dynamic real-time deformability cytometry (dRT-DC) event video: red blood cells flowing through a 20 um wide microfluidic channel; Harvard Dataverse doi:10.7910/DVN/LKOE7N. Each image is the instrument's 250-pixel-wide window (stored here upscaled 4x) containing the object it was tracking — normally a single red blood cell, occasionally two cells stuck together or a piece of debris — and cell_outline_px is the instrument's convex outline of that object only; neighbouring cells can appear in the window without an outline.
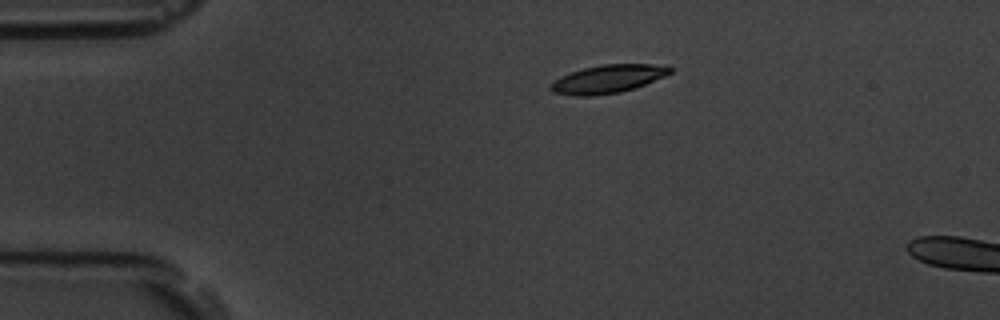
{"species": "common noctule bat (a hibernating species)", "species_latin": "Nyctalus noctula", "temperature_condition": "room temperature", "stored_images_in_passage": 4, "camera_frame_rate_fps": 3000, "um_per_image_px": 0.085, "animal": {"sex": "male", "body_mass_g": 19.5, "forearm_length_mm": 54.6}, "frame": {"image": 1, "passage_image": 1, "time_ms": 0.0, "image_size_px": [1000, 320], "cell_outline_px": [[672, 72], [664, 76], [644, 84], [620, 92], [592, 96], [576, 96], [552, 92], [548, 88], [548, 84], [552, 80], [560, 76], [584, 68], [604, 64], [668, 64], [672, 68]], "centroid_in_image_um": [51.63, 6.71], "position_along_channel_um": 33.4, "area_um2": 19.71}}
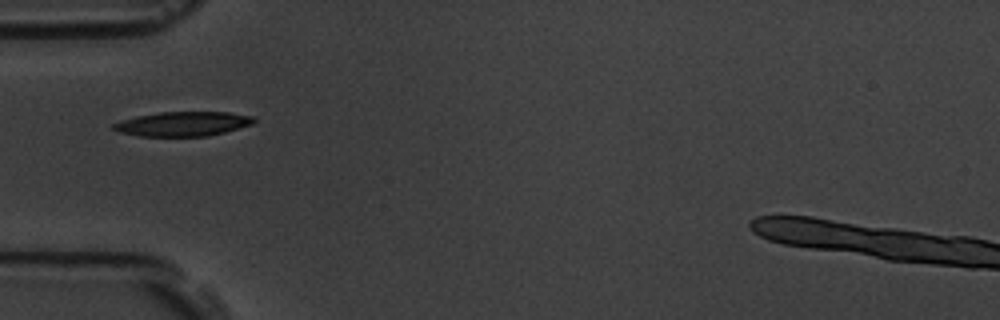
{"frame": {"image": 2, "passage_image": 3, "time_ms": 0.667, "image_size_px": [1000, 320], "cell_outline_px": [[256, 120], [252, 124], [224, 132], [208, 136], [140, 136], [120, 132], [112, 128], [112, 124], [120, 120], [136, 116], [160, 112], [228, 112], [256, 116]], "centroid_in_image_um": [15.56, 10.52], "position_along_channel_um": 69.4, "area_um2": 20.06}}
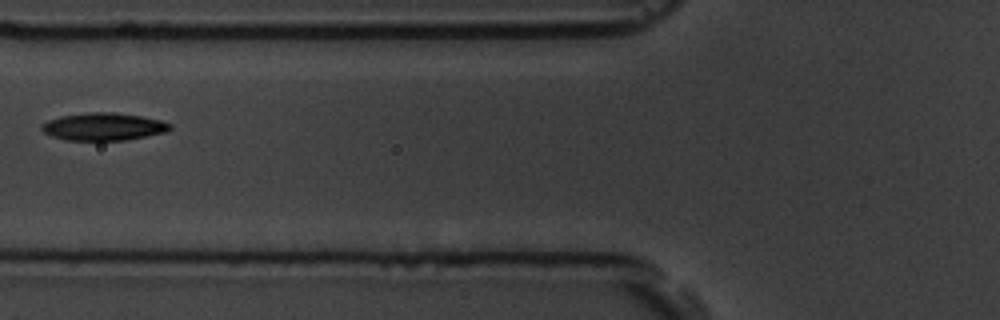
{"frame": {"image": 3, "passage_image": 4, "time_ms": 1.0, "image_size_px": [1000, 320], "cell_outline_px": [[172, 128], [168, 132], [124, 140], [64, 140], [52, 136], [44, 132], [40, 128], [40, 124], [48, 120], [60, 116], [88, 112], [112, 112], [140, 116], [160, 120], [172, 124]], "centroid_in_image_um": [8.79, 10.76], "position_along_channel_um": 117.0, "area_um2": 20.69}}